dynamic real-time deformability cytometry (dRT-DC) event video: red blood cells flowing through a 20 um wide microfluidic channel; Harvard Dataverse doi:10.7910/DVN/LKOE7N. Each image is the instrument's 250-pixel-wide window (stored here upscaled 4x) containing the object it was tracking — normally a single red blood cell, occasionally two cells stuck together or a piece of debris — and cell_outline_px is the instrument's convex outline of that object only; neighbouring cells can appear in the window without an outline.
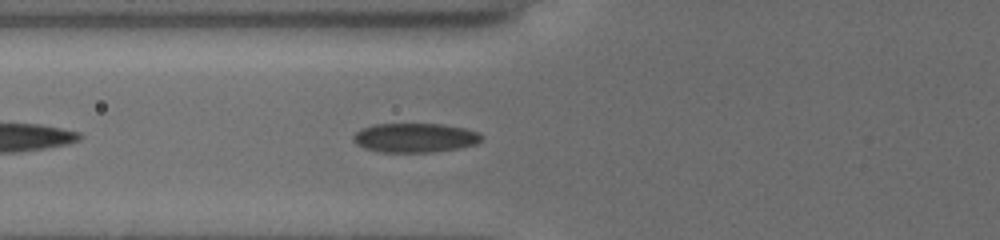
{"species": "common noctule bat (a hibernating species)", "species_latin": "Nyctalus noctula", "temperature_condition": "cold", "stored_images_in_passage": 5, "camera_frame_rate_fps": 3000, "um_per_image_px": 0.085, "animal": {"sex": "female", "body_mass_g": 19.5, "forearm_length_mm": 54.1}, "frame": {"image": 1, "passage_image": 2, "time_ms": 1.0, "image_size_px": [1000, 240], "cell_outline_px": [[484, 136], [476, 144], [460, 148], [432, 152], [380, 152], [364, 148], [356, 144], [352, 140], [352, 136], [360, 128], [376, 124], [440, 124], [464, 128], [476, 132]], "centroid_in_image_um": [35.23, 11.71], "position_along_channel_um": 90.6, "area_um2": 21.91}}
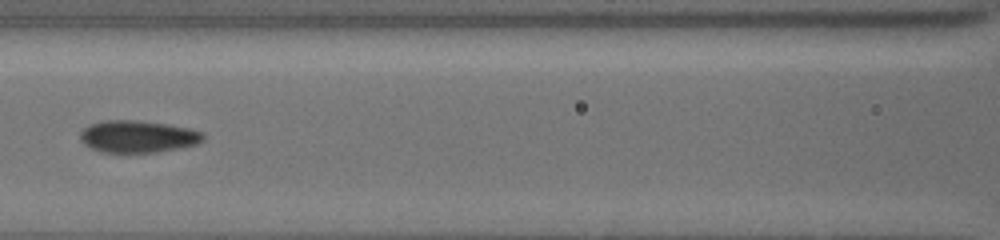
{"frame": {"image": 2, "passage_image": 4, "time_ms": 2.667, "image_size_px": [1000, 240], "cell_outline_px": [[204, 140], [196, 144], [180, 148], [156, 152], [100, 152], [84, 144], [80, 140], [80, 132], [84, 128], [92, 124], [104, 120], [136, 120], [164, 124], [188, 128], [204, 132]], "centroid_in_image_um": [11.72, 11.61], "position_along_channel_um": 154.9, "area_um2": 22.89}}